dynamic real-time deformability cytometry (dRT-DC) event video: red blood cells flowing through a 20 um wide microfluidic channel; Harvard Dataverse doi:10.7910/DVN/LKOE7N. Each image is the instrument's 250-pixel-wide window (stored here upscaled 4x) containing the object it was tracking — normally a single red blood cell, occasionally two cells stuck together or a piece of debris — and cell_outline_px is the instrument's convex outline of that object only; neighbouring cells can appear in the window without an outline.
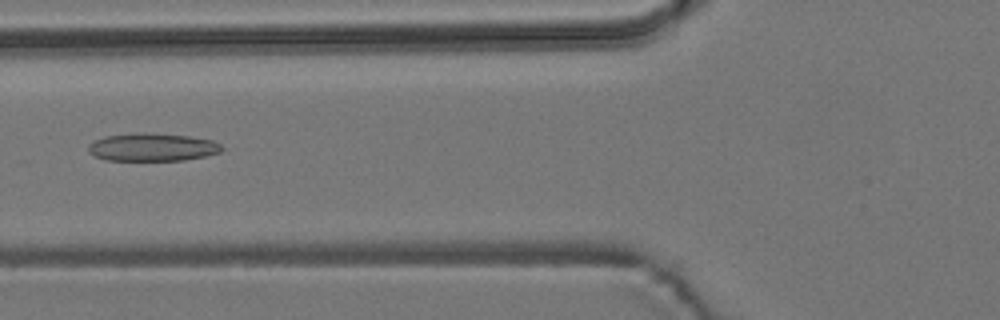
{"species": "common noctule bat (a hibernating species)", "species_latin": "Nyctalus noctula", "temperature_condition": "room temperature", "stored_images_in_passage": 45, "camera_frame_rate_fps": 3000, "um_per_image_px": 0.085, "animal": {"sex": "male", "body_mass_g": 19.2, "forearm_length_mm": 51.8}, "frame": {"image": 1, "passage_image": 12, "time_ms": 3.667, "image_size_px": [1000, 320], "cell_outline_px": [[224, 148], [220, 152], [204, 156], [184, 160], [104, 160], [88, 152], [88, 144], [104, 136], [136, 132], [148, 132], [188, 136], [212, 140], [220, 144]], "centroid_in_image_um": [12.93, 12.5], "position_along_channel_um": 112.9, "area_um2": 21.79}}
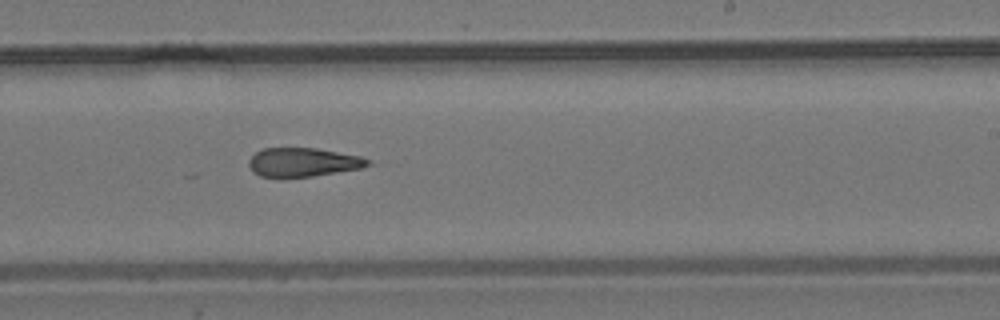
{"frame": {"image": 2, "passage_image": 24, "time_ms": 7.667, "image_size_px": [1000, 320], "cell_outline_px": [[372, 164], [360, 168], [312, 176], [284, 180], [260, 176], [252, 172], [248, 164], [248, 160], [256, 152], [264, 148], [316, 148], [360, 156], [368, 160]], "centroid_in_image_um": [25.68, 13.82], "position_along_channel_um": 263.3, "area_um2": 20.4}}
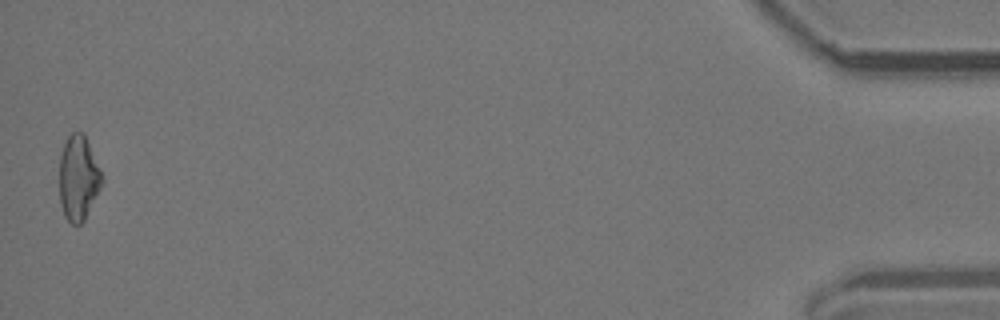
{"frame": {"image": 3, "passage_image": 45, "time_ms": 14.667, "image_size_px": [1000, 320], "cell_outline_px": [[104, 180], [84, 220], [80, 224], [72, 224], [64, 216], [60, 204], [60, 156], [64, 144], [68, 136], [72, 132], [84, 132]], "centroid_in_image_um": [6.65, 15.13], "position_along_channel_um": 428.5, "area_um2": 20.81}, "authors_computed_cell_mechanics": {"area_um2": 21.097, "velocity_mm_per_s": 3.7562, "shape_relaxation_time_tau1_ms": null, "shape_relaxation_time_tau2_ms": 8.7833, "deformation_change_tau1": null, "deformation_change_tau2": 0.2311}}